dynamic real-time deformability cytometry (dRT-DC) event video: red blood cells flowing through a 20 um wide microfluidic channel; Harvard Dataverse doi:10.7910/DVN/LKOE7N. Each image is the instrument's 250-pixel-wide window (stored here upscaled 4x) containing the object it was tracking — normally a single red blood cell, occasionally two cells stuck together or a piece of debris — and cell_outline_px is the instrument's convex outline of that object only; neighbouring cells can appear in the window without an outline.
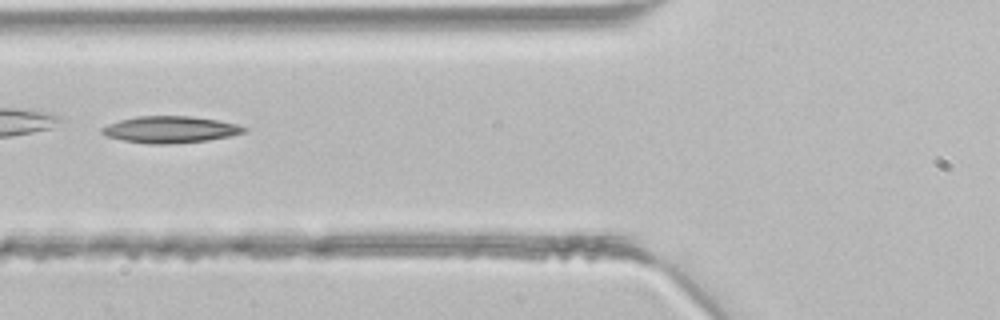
{"species": "common noctule bat (a hibernating species)", "species_latin": "Nyctalus noctula", "temperature_condition": "room temperature", "stored_images_in_passage": 4, "camera_frame_rate_fps": 3000, "um_per_image_px": 0.085, "animal": {"sex": "male", "body_mass_g": 21.5, "forearm_length_mm": 52.0}, "frame": {"image": 1, "passage_image": 4, "time_ms": 1.0, "image_size_px": [1000, 320], "cell_outline_px": [[248, 132], [232, 136], [208, 140], [168, 144], [148, 144], [124, 140], [108, 136], [100, 132], [100, 128], [108, 124], [120, 120], [136, 116], [192, 116], [220, 120], [236, 124], [248, 128]], "centroid_in_image_um": [14.52, 11.0], "position_along_channel_um": 111.3, "area_um2": 22.25}}